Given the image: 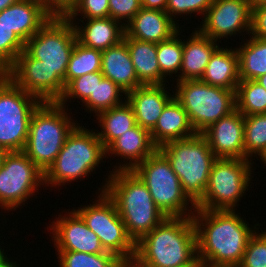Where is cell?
Listing matches in <instances>:
<instances>
[{
    "label": "cell",
    "instance_id": "obj_1",
    "mask_svg": "<svg viewBox=\"0 0 266 267\" xmlns=\"http://www.w3.org/2000/svg\"><path fill=\"white\" fill-rule=\"evenodd\" d=\"M192 218L200 267H237L250 237L261 226L251 227L236 210L196 209Z\"/></svg>",
    "mask_w": 266,
    "mask_h": 267
},
{
    "label": "cell",
    "instance_id": "obj_2",
    "mask_svg": "<svg viewBox=\"0 0 266 267\" xmlns=\"http://www.w3.org/2000/svg\"><path fill=\"white\" fill-rule=\"evenodd\" d=\"M135 258L150 267H200L192 217H166L136 242Z\"/></svg>",
    "mask_w": 266,
    "mask_h": 267
},
{
    "label": "cell",
    "instance_id": "obj_3",
    "mask_svg": "<svg viewBox=\"0 0 266 267\" xmlns=\"http://www.w3.org/2000/svg\"><path fill=\"white\" fill-rule=\"evenodd\" d=\"M104 181L97 193L105 192L115 203L135 243L166 218L154 203L146 184L133 170H110Z\"/></svg>",
    "mask_w": 266,
    "mask_h": 267
},
{
    "label": "cell",
    "instance_id": "obj_4",
    "mask_svg": "<svg viewBox=\"0 0 266 267\" xmlns=\"http://www.w3.org/2000/svg\"><path fill=\"white\" fill-rule=\"evenodd\" d=\"M103 158H106V149L96 130H88L78 123L67 136L54 162L44 172V187L59 189L61 185L81 178L84 180L96 171Z\"/></svg>",
    "mask_w": 266,
    "mask_h": 267
},
{
    "label": "cell",
    "instance_id": "obj_5",
    "mask_svg": "<svg viewBox=\"0 0 266 267\" xmlns=\"http://www.w3.org/2000/svg\"><path fill=\"white\" fill-rule=\"evenodd\" d=\"M68 110L58 102H42L31 117L23 152L43 172L54 162L67 136L78 124Z\"/></svg>",
    "mask_w": 266,
    "mask_h": 267
},
{
    "label": "cell",
    "instance_id": "obj_6",
    "mask_svg": "<svg viewBox=\"0 0 266 267\" xmlns=\"http://www.w3.org/2000/svg\"><path fill=\"white\" fill-rule=\"evenodd\" d=\"M178 176L183 191L196 204L204 195L212 164L217 159L200 133L158 147Z\"/></svg>",
    "mask_w": 266,
    "mask_h": 267
},
{
    "label": "cell",
    "instance_id": "obj_7",
    "mask_svg": "<svg viewBox=\"0 0 266 267\" xmlns=\"http://www.w3.org/2000/svg\"><path fill=\"white\" fill-rule=\"evenodd\" d=\"M133 171L146 184L154 203L166 217L193 216L196 204L183 191L178 176L158 149Z\"/></svg>",
    "mask_w": 266,
    "mask_h": 267
},
{
    "label": "cell",
    "instance_id": "obj_8",
    "mask_svg": "<svg viewBox=\"0 0 266 267\" xmlns=\"http://www.w3.org/2000/svg\"><path fill=\"white\" fill-rule=\"evenodd\" d=\"M174 98L187 112L196 133L236 110V92L197 80L176 82Z\"/></svg>",
    "mask_w": 266,
    "mask_h": 267
},
{
    "label": "cell",
    "instance_id": "obj_9",
    "mask_svg": "<svg viewBox=\"0 0 266 267\" xmlns=\"http://www.w3.org/2000/svg\"><path fill=\"white\" fill-rule=\"evenodd\" d=\"M253 162L217 158L212 164L205 193L196 203V209L237 210L238 202L252 186L253 165L256 164Z\"/></svg>",
    "mask_w": 266,
    "mask_h": 267
},
{
    "label": "cell",
    "instance_id": "obj_10",
    "mask_svg": "<svg viewBox=\"0 0 266 267\" xmlns=\"http://www.w3.org/2000/svg\"><path fill=\"white\" fill-rule=\"evenodd\" d=\"M41 103L7 76L0 81V146L7 152L24 150L31 117Z\"/></svg>",
    "mask_w": 266,
    "mask_h": 267
},
{
    "label": "cell",
    "instance_id": "obj_11",
    "mask_svg": "<svg viewBox=\"0 0 266 267\" xmlns=\"http://www.w3.org/2000/svg\"><path fill=\"white\" fill-rule=\"evenodd\" d=\"M98 197L89 205L74 209L87 227L100 239L106 252H110L124 262L135 257L136 243L128 235L115 203L105 192L96 193Z\"/></svg>",
    "mask_w": 266,
    "mask_h": 267
},
{
    "label": "cell",
    "instance_id": "obj_12",
    "mask_svg": "<svg viewBox=\"0 0 266 267\" xmlns=\"http://www.w3.org/2000/svg\"><path fill=\"white\" fill-rule=\"evenodd\" d=\"M76 32L65 16L53 15L26 43L24 50L40 60L65 83L66 69L75 43Z\"/></svg>",
    "mask_w": 266,
    "mask_h": 267
},
{
    "label": "cell",
    "instance_id": "obj_13",
    "mask_svg": "<svg viewBox=\"0 0 266 267\" xmlns=\"http://www.w3.org/2000/svg\"><path fill=\"white\" fill-rule=\"evenodd\" d=\"M40 186L44 187V172L23 151L7 152L0 166L1 209L17 210Z\"/></svg>",
    "mask_w": 266,
    "mask_h": 267
},
{
    "label": "cell",
    "instance_id": "obj_14",
    "mask_svg": "<svg viewBox=\"0 0 266 267\" xmlns=\"http://www.w3.org/2000/svg\"><path fill=\"white\" fill-rule=\"evenodd\" d=\"M5 74L16 86L41 102H57L65 89L64 81L55 72L42 61L32 58L25 50Z\"/></svg>",
    "mask_w": 266,
    "mask_h": 267
},
{
    "label": "cell",
    "instance_id": "obj_15",
    "mask_svg": "<svg viewBox=\"0 0 266 267\" xmlns=\"http://www.w3.org/2000/svg\"><path fill=\"white\" fill-rule=\"evenodd\" d=\"M251 0H213L197 30L221 43L220 39L250 34ZM238 33V35H237Z\"/></svg>",
    "mask_w": 266,
    "mask_h": 267
},
{
    "label": "cell",
    "instance_id": "obj_16",
    "mask_svg": "<svg viewBox=\"0 0 266 267\" xmlns=\"http://www.w3.org/2000/svg\"><path fill=\"white\" fill-rule=\"evenodd\" d=\"M67 213V214H66ZM62 214V215H61ZM59 213L47 227L52 232L51 240L56 251H75L88 254L106 252L99 237L90 230L74 210Z\"/></svg>",
    "mask_w": 266,
    "mask_h": 267
},
{
    "label": "cell",
    "instance_id": "obj_17",
    "mask_svg": "<svg viewBox=\"0 0 266 267\" xmlns=\"http://www.w3.org/2000/svg\"><path fill=\"white\" fill-rule=\"evenodd\" d=\"M201 134L216 158L245 159L244 116L237 109Z\"/></svg>",
    "mask_w": 266,
    "mask_h": 267
},
{
    "label": "cell",
    "instance_id": "obj_18",
    "mask_svg": "<svg viewBox=\"0 0 266 267\" xmlns=\"http://www.w3.org/2000/svg\"><path fill=\"white\" fill-rule=\"evenodd\" d=\"M167 84L141 85L126 93V100L131 105L136 123L151 131L167 103L174 97L173 88ZM171 90L172 92H168Z\"/></svg>",
    "mask_w": 266,
    "mask_h": 267
},
{
    "label": "cell",
    "instance_id": "obj_19",
    "mask_svg": "<svg viewBox=\"0 0 266 267\" xmlns=\"http://www.w3.org/2000/svg\"><path fill=\"white\" fill-rule=\"evenodd\" d=\"M52 16L38 1L18 0L0 12V25L12 29L26 43Z\"/></svg>",
    "mask_w": 266,
    "mask_h": 267
},
{
    "label": "cell",
    "instance_id": "obj_20",
    "mask_svg": "<svg viewBox=\"0 0 266 267\" xmlns=\"http://www.w3.org/2000/svg\"><path fill=\"white\" fill-rule=\"evenodd\" d=\"M157 149L158 147L152 141L150 131L137 124L106 148V157L114 155V157L123 158V162L113 166L112 171L133 170Z\"/></svg>",
    "mask_w": 266,
    "mask_h": 267
},
{
    "label": "cell",
    "instance_id": "obj_21",
    "mask_svg": "<svg viewBox=\"0 0 266 267\" xmlns=\"http://www.w3.org/2000/svg\"><path fill=\"white\" fill-rule=\"evenodd\" d=\"M181 27L166 11L141 8L125 25L124 37L157 44L170 39Z\"/></svg>",
    "mask_w": 266,
    "mask_h": 267
},
{
    "label": "cell",
    "instance_id": "obj_22",
    "mask_svg": "<svg viewBox=\"0 0 266 267\" xmlns=\"http://www.w3.org/2000/svg\"><path fill=\"white\" fill-rule=\"evenodd\" d=\"M78 18L67 19L74 26L77 41L86 47L102 51L118 44L124 39L125 26L117 20L110 17L96 19ZM76 19L82 22L84 26L78 23ZM84 21L87 22L84 23Z\"/></svg>",
    "mask_w": 266,
    "mask_h": 267
},
{
    "label": "cell",
    "instance_id": "obj_23",
    "mask_svg": "<svg viewBox=\"0 0 266 267\" xmlns=\"http://www.w3.org/2000/svg\"><path fill=\"white\" fill-rule=\"evenodd\" d=\"M217 42L194 29L191 36L183 40L182 64L180 74L175 75L178 77L176 81L201 79L212 54L219 47Z\"/></svg>",
    "mask_w": 266,
    "mask_h": 267
},
{
    "label": "cell",
    "instance_id": "obj_24",
    "mask_svg": "<svg viewBox=\"0 0 266 267\" xmlns=\"http://www.w3.org/2000/svg\"><path fill=\"white\" fill-rule=\"evenodd\" d=\"M101 73L104 78L116 83L125 93L143 85L138 80L124 40L102 50Z\"/></svg>",
    "mask_w": 266,
    "mask_h": 267
},
{
    "label": "cell",
    "instance_id": "obj_25",
    "mask_svg": "<svg viewBox=\"0 0 266 267\" xmlns=\"http://www.w3.org/2000/svg\"><path fill=\"white\" fill-rule=\"evenodd\" d=\"M195 134L187 112L174 97L167 103L155 127L150 131L152 141L157 147Z\"/></svg>",
    "mask_w": 266,
    "mask_h": 267
},
{
    "label": "cell",
    "instance_id": "obj_26",
    "mask_svg": "<svg viewBox=\"0 0 266 267\" xmlns=\"http://www.w3.org/2000/svg\"><path fill=\"white\" fill-rule=\"evenodd\" d=\"M200 80L209 85L236 92L240 82L237 50L219 46L212 54Z\"/></svg>",
    "mask_w": 266,
    "mask_h": 267
},
{
    "label": "cell",
    "instance_id": "obj_27",
    "mask_svg": "<svg viewBox=\"0 0 266 267\" xmlns=\"http://www.w3.org/2000/svg\"><path fill=\"white\" fill-rule=\"evenodd\" d=\"M133 63L138 80L143 85L166 84L157 60V44L130 37L123 39Z\"/></svg>",
    "mask_w": 266,
    "mask_h": 267
},
{
    "label": "cell",
    "instance_id": "obj_28",
    "mask_svg": "<svg viewBox=\"0 0 266 267\" xmlns=\"http://www.w3.org/2000/svg\"><path fill=\"white\" fill-rule=\"evenodd\" d=\"M102 130L96 131L106 149L115 139L137 125L131 105L125 100L122 104L102 111L96 116Z\"/></svg>",
    "mask_w": 266,
    "mask_h": 267
},
{
    "label": "cell",
    "instance_id": "obj_29",
    "mask_svg": "<svg viewBox=\"0 0 266 267\" xmlns=\"http://www.w3.org/2000/svg\"><path fill=\"white\" fill-rule=\"evenodd\" d=\"M236 48L239 57V77L242 80H256L266 74V40L248 36Z\"/></svg>",
    "mask_w": 266,
    "mask_h": 267
},
{
    "label": "cell",
    "instance_id": "obj_30",
    "mask_svg": "<svg viewBox=\"0 0 266 267\" xmlns=\"http://www.w3.org/2000/svg\"><path fill=\"white\" fill-rule=\"evenodd\" d=\"M123 95L126 96V93L110 79H96L94 94L81 105L85 106L86 112H90V117L92 112L96 116L102 111L122 104L126 99L122 97Z\"/></svg>",
    "mask_w": 266,
    "mask_h": 267
},
{
    "label": "cell",
    "instance_id": "obj_31",
    "mask_svg": "<svg viewBox=\"0 0 266 267\" xmlns=\"http://www.w3.org/2000/svg\"><path fill=\"white\" fill-rule=\"evenodd\" d=\"M102 51L75 43L66 69V85L77 77L93 72H101Z\"/></svg>",
    "mask_w": 266,
    "mask_h": 267
},
{
    "label": "cell",
    "instance_id": "obj_32",
    "mask_svg": "<svg viewBox=\"0 0 266 267\" xmlns=\"http://www.w3.org/2000/svg\"><path fill=\"white\" fill-rule=\"evenodd\" d=\"M244 148L246 160L259 159L266 151V114L244 116Z\"/></svg>",
    "mask_w": 266,
    "mask_h": 267
},
{
    "label": "cell",
    "instance_id": "obj_33",
    "mask_svg": "<svg viewBox=\"0 0 266 267\" xmlns=\"http://www.w3.org/2000/svg\"><path fill=\"white\" fill-rule=\"evenodd\" d=\"M236 109L243 115L266 114V90L255 80H242L236 90Z\"/></svg>",
    "mask_w": 266,
    "mask_h": 267
},
{
    "label": "cell",
    "instance_id": "obj_34",
    "mask_svg": "<svg viewBox=\"0 0 266 267\" xmlns=\"http://www.w3.org/2000/svg\"><path fill=\"white\" fill-rule=\"evenodd\" d=\"M58 252V253H57ZM59 267H124L125 262L110 253L88 254L75 251H56Z\"/></svg>",
    "mask_w": 266,
    "mask_h": 267
},
{
    "label": "cell",
    "instance_id": "obj_35",
    "mask_svg": "<svg viewBox=\"0 0 266 267\" xmlns=\"http://www.w3.org/2000/svg\"><path fill=\"white\" fill-rule=\"evenodd\" d=\"M180 31L170 39L157 43V60L160 72L168 80L173 74H180L183 54V41L180 39Z\"/></svg>",
    "mask_w": 266,
    "mask_h": 267
},
{
    "label": "cell",
    "instance_id": "obj_36",
    "mask_svg": "<svg viewBox=\"0 0 266 267\" xmlns=\"http://www.w3.org/2000/svg\"><path fill=\"white\" fill-rule=\"evenodd\" d=\"M104 76L101 72H93L83 76L72 79L64 89L60 99L57 101L60 105L68 109L67 102L71 99L80 100L84 103L91 94H94L96 88V79H103Z\"/></svg>",
    "mask_w": 266,
    "mask_h": 267
},
{
    "label": "cell",
    "instance_id": "obj_37",
    "mask_svg": "<svg viewBox=\"0 0 266 267\" xmlns=\"http://www.w3.org/2000/svg\"><path fill=\"white\" fill-rule=\"evenodd\" d=\"M24 48L25 43L12 29L0 25V71L5 72Z\"/></svg>",
    "mask_w": 266,
    "mask_h": 267
},
{
    "label": "cell",
    "instance_id": "obj_38",
    "mask_svg": "<svg viewBox=\"0 0 266 267\" xmlns=\"http://www.w3.org/2000/svg\"><path fill=\"white\" fill-rule=\"evenodd\" d=\"M260 231L258 228L250 237L237 267H266V228Z\"/></svg>",
    "mask_w": 266,
    "mask_h": 267
},
{
    "label": "cell",
    "instance_id": "obj_39",
    "mask_svg": "<svg viewBox=\"0 0 266 267\" xmlns=\"http://www.w3.org/2000/svg\"><path fill=\"white\" fill-rule=\"evenodd\" d=\"M66 18L96 19L109 17L108 0H77L64 15Z\"/></svg>",
    "mask_w": 266,
    "mask_h": 267
},
{
    "label": "cell",
    "instance_id": "obj_40",
    "mask_svg": "<svg viewBox=\"0 0 266 267\" xmlns=\"http://www.w3.org/2000/svg\"><path fill=\"white\" fill-rule=\"evenodd\" d=\"M213 0H167L166 12L175 21L177 16L183 15L193 17L195 13L202 18L208 8L212 5ZM192 15V16H191Z\"/></svg>",
    "mask_w": 266,
    "mask_h": 267
},
{
    "label": "cell",
    "instance_id": "obj_41",
    "mask_svg": "<svg viewBox=\"0 0 266 267\" xmlns=\"http://www.w3.org/2000/svg\"><path fill=\"white\" fill-rule=\"evenodd\" d=\"M109 17L121 22L124 26L142 8L140 0H108Z\"/></svg>",
    "mask_w": 266,
    "mask_h": 267
},
{
    "label": "cell",
    "instance_id": "obj_42",
    "mask_svg": "<svg viewBox=\"0 0 266 267\" xmlns=\"http://www.w3.org/2000/svg\"><path fill=\"white\" fill-rule=\"evenodd\" d=\"M249 35L266 40V6H252Z\"/></svg>",
    "mask_w": 266,
    "mask_h": 267
},
{
    "label": "cell",
    "instance_id": "obj_43",
    "mask_svg": "<svg viewBox=\"0 0 266 267\" xmlns=\"http://www.w3.org/2000/svg\"><path fill=\"white\" fill-rule=\"evenodd\" d=\"M77 0H48V10L53 15L64 16Z\"/></svg>",
    "mask_w": 266,
    "mask_h": 267
},
{
    "label": "cell",
    "instance_id": "obj_44",
    "mask_svg": "<svg viewBox=\"0 0 266 267\" xmlns=\"http://www.w3.org/2000/svg\"><path fill=\"white\" fill-rule=\"evenodd\" d=\"M141 7L145 9H153L165 11L167 7V0H140Z\"/></svg>",
    "mask_w": 266,
    "mask_h": 267
},
{
    "label": "cell",
    "instance_id": "obj_45",
    "mask_svg": "<svg viewBox=\"0 0 266 267\" xmlns=\"http://www.w3.org/2000/svg\"><path fill=\"white\" fill-rule=\"evenodd\" d=\"M124 267H150V266L140 263L135 257H133L128 262H125Z\"/></svg>",
    "mask_w": 266,
    "mask_h": 267
},
{
    "label": "cell",
    "instance_id": "obj_46",
    "mask_svg": "<svg viewBox=\"0 0 266 267\" xmlns=\"http://www.w3.org/2000/svg\"><path fill=\"white\" fill-rule=\"evenodd\" d=\"M10 258L6 257L4 260L1 261L0 267H19L20 264L17 262L12 261Z\"/></svg>",
    "mask_w": 266,
    "mask_h": 267
},
{
    "label": "cell",
    "instance_id": "obj_47",
    "mask_svg": "<svg viewBox=\"0 0 266 267\" xmlns=\"http://www.w3.org/2000/svg\"><path fill=\"white\" fill-rule=\"evenodd\" d=\"M18 0H0V12L10 5L16 3Z\"/></svg>",
    "mask_w": 266,
    "mask_h": 267
},
{
    "label": "cell",
    "instance_id": "obj_48",
    "mask_svg": "<svg viewBox=\"0 0 266 267\" xmlns=\"http://www.w3.org/2000/svg\"><path fill=\"white\" fill-rule=\"evenodd\" d=\"M255 81L266 90V74L260 76Z\"/></svg>",
    "mask_w": 266,
    "mask_h": 267
},
{
    "label": "cell",
    "instance_id": "obj_49",
    "mask_svg": "<svg viewBox=\"0 0 266 267\" xmlns=\"http://www.w3.org/2000/svg\"><path fill=\"white\" fill-rule=\"evenodd\" d=\"M252 6H266V0H251Z\"/></svg>",
    "mask_w": 266,
    "mask_h": 267
},
{
    "label": "cell",
    "instance_id": "obj_50",
    "mask_svg": "<svg viewBox=\"0 0 266 267\" xmlns=\"http://www.w3.org/2000/svg\"><path fill=\"white\" fill-rule=\"evenodd\" d=\"M7 151L0 146V166L2 165V162H3V159H4V156L6 155Z\"/></svg>",
    "mask_w": 266,
    "mask_h": 267
},
{
    "label": "cell",
    "instance_id": "obj_51",
    "mask_svg": "<svg viewBox=\"0 0 266 267\" xmlns=\"http://www.w3.org/2000/svg\"><path fill=\"white\" fill-rule=\"evenodd\" d=\"M5 253H6V251L4 252V248L1 249V246H0V263L2 260H4L7 257V255Z\"/></svg>",
    "mask_w": 266,
    "mask_h": 267
},
{
    "label": "cell",
    "instance_id": "obj_52",
    "mask_svg": "<svg viewBox=\"0 0 266 267\" xmlns=\"http://www.w3.org/2000/svg\"><path fill=\"white\" fill-rule=\"evenodd\" d=\"M260 162H263L264 165L263 166H266V151L261 155L260 159Z\"/></svg>",
    "mask_w": 266,
    "mask_h": 267
},
{
    "label": "cell",
    "instance_id": "obj_53",
    "mask_svg": "<svg viewBox=\"0 0 266 267\" xmlns=\"http://www.w3.org/2000/svg\"><path fill=\"white\" fill-rule=\"evenodd\" d=\"M42 3L48 9V0H35Z\"/></svg>",
    "mask_w": 266,
    "mask_h": 267
},
{
    "label": "cell",
    "instance_id": "obj_54",
    "mask_svg": "<svg viewBox=\"0 0 266 267\" xmlns=\"http://www.w3.org/2000/svg\"><path fill=\"white\" fill-rule=\"evenodd\" d=\"M6 76L5 72L0 71V81Z\"/></svg>",
    "mask_w": 266,
    "mask_h": 267
}]
</instances>
